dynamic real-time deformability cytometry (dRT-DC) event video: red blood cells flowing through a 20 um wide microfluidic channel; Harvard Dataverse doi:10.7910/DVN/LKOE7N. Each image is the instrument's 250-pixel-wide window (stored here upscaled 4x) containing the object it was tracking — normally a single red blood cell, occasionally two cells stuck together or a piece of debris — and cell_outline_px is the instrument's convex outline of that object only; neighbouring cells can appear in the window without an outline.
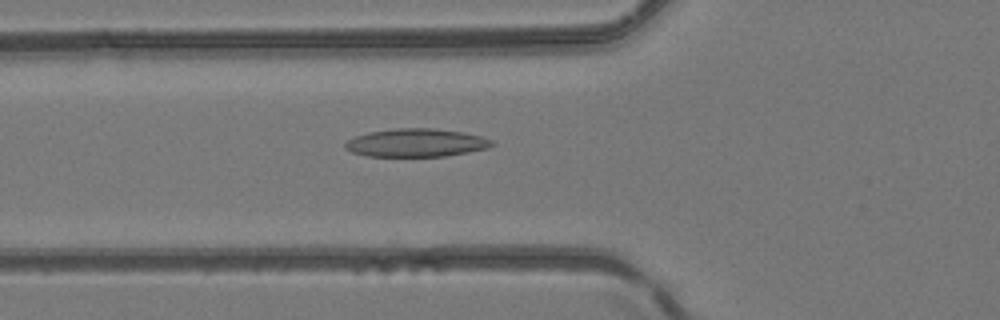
{"species": "common noctule bat (a hibernating species)", "species_latin": "Nyctalus noctula", "temperature_condition": "room temperature", "stored_images_in_passage": 42, "camera_frame_rate_fps": 3000, "um_per_image_px": 0.085, "animal": {"sex": "female", "body_mass_g": 24.6, "forearm_length_mm": 56.2}, "frame": {"image": 1, "passage_image": 12, "time_ms": 3.667, "image_size_px": [1000, 320], "cell_outline_px": [[496, 144], [488, 148], [468, 152], [444, 156], [368, 156], [352, 152], [344, 148], [344, 144], [348, 140], [356, 136], [368, 132], [396, 128], [432, 128], [464, 132], [480, 136], [492, 140]], "centroid_in_image_um": [35.38, 12.13], "position_along_channel_um": 90.4, "area_um2": 24.04}}
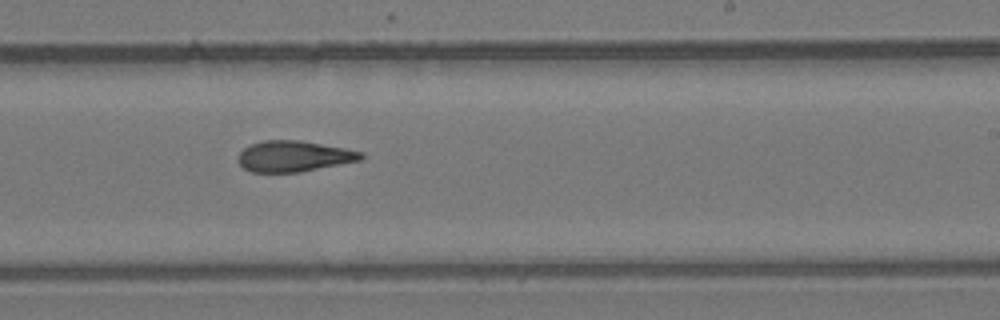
{"frame": {"image": 2, "passage_image": 24, "time_ms": 7.667, "image_size_px": [1000, 320], "cell_outline_px": [[364, 156], [360, 160], [300, 172], [252, 172], [244, 168], [236, 160], [236, 156], [244, 148], [252, 144], [264, 140], [300, 140], [344, 148], [364, 152]], "centroid_in_image_um": [24.95, 13.28], "position_along_channel_um": 264.1, "area_um2": 22.08}}
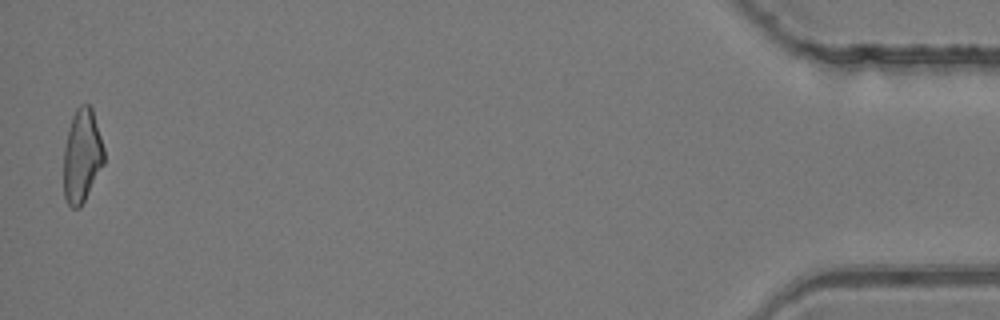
{"frame": {"image": 3, "passage_image": 42, "time_ms": 13.667, "image_size_px": [1000, 320], "cell_outline_px": [[104, 164], [80, 208], [72, 208], [68, 204], [64, 196], [64, 148], [68, 128], [72, 116], [76, 108], [80, 104], [88, 104], [92, 108], [104, 148]], "centroid_in_image_um": [6.96, 13.24], "position_along_channel_um": 428.2, "area_um2": 22.02}}